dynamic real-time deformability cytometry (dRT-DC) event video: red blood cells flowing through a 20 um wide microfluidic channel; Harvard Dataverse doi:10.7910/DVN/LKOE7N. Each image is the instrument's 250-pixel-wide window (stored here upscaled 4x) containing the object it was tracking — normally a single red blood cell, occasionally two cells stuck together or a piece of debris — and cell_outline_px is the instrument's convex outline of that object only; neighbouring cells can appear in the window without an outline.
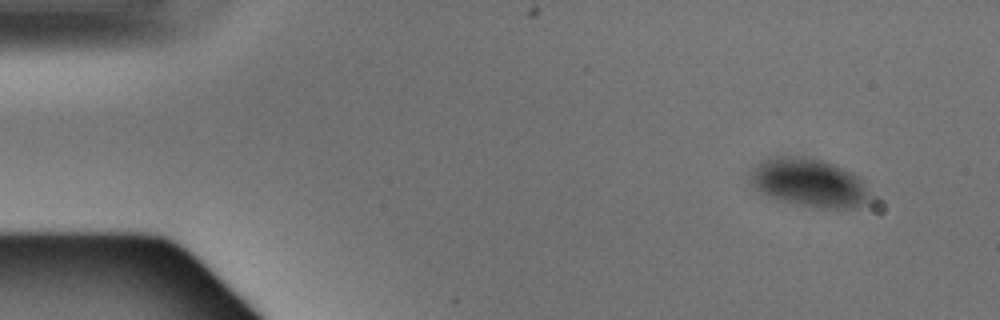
{"species": "Egyptian fruit bat (a non-hibernating species)", "species_latin": "Rousettus aegyptiacus", "temperature_condition": "warm", "stored_images_in_passage": 3, "camera_frame_rate_fps": 3000, "um_per_image_px": 0.085, "animal": {"sex": "male"}, "frame": {"image": 1, "passage_image": 1, "time_ms": 0.0, "image_size_px": [1000, 320], "cell_outline_px": [[872, 204], [860, 212], [820, 208], [780, 200], [760, 192], [748, 180], [748, 172], [760, 160], [768, 156], [804, 156], [824, 160], [852, 172], [860, 180], [868, 192], [872, 200]], "centroid_in_image_um": [68.83, 15.57], "position_along_channel_um": 16.2, "area_um2": 35.03}}
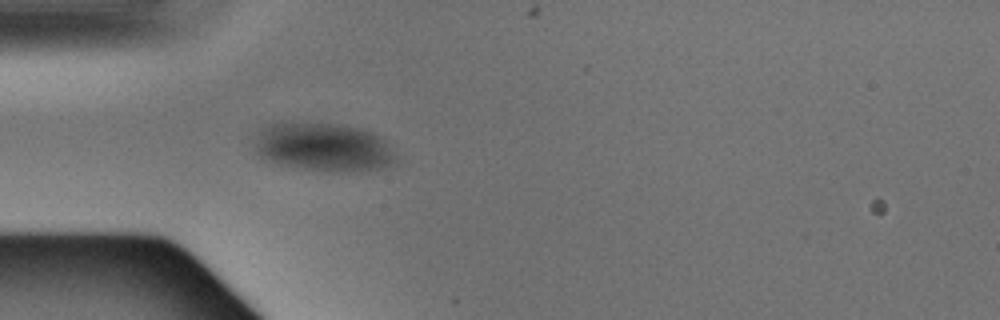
{"frame": {"image": 2, "passage_image": 3, "time_ms": 0.667, "image_size_px": [1000, 320], "cell_outline_px": [[396, 164], [384, 168], [336, 172], [328, 172], [280, 164], [268, 160], [260, 156], [256, 152], [252, 144], [256, 136], [264, 128], [272, 124], [344, 124], [360, 128], [372, 132], [380, 136], [388, 144], [396, 156]], "centroid_in_image_um": [27.54, 12.53], "position_along_channel_um": 57.5, "area_um2": 39.65}}